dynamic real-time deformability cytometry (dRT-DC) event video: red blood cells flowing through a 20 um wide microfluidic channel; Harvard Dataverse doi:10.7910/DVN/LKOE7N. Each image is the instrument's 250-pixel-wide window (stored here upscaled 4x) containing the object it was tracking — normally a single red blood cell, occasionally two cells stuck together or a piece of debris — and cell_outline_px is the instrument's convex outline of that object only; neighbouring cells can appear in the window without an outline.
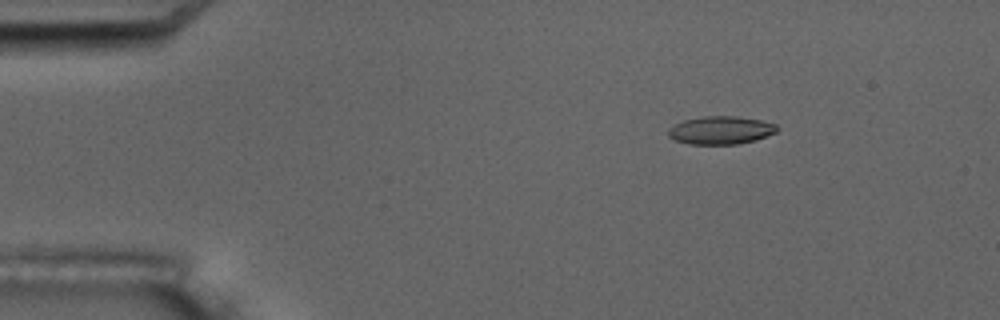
{"species": "common noctule bat (a hibernating species)", "species_latin": "Nyctalus noctula", "temperature_condition": "room temperature", "stored_images_in_passage": 6, "camera_frame_rate_fps": 3000, "um_per_image_px": 0.085, "animal": {"sex": "male", "body_mass_g": 17.5, "forearm_length_mm": 52.3}, "frame": {"image": 1, "passage_image": 3, "time_ms": 2.333, "image_size_px": [1000, 320], "cell_outline_px": [[780, 128], [776, 132], [756, 140], [736, 144], [688, 144], [676, 140], [668, 136], [668, 128], [684, 120], [704, 116], [736, 116], [760, 120], [776, 124]], "centroid_in_image_um": [61.28, 11.07], "position_along_channel_um": 23.7, "area_um2": 17.74}}
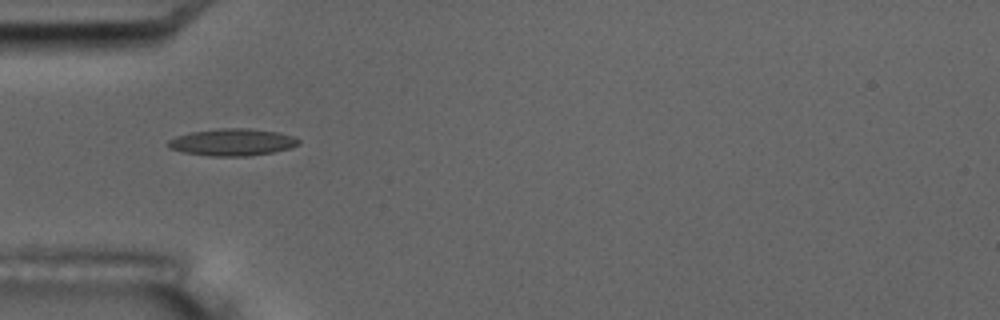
{"frame": {"image": 2, "passage_image": 5, "time_ms": 5.667, "image_size_px": [1000, 320], "cell_outline_px": [[300, 144], [292, 148], [272, 152], [248, 156], [208, 156], [180, 152], [168, 148], [168, 140], [176, 136], [192, 132], [220, 128], [248, 128], [276, 132], [296, 136], [300, 140]], "centroid_in_image_um": [19.76, 12.09], "position_along_channel_um": 65.2, "area_um2": 20.75}}